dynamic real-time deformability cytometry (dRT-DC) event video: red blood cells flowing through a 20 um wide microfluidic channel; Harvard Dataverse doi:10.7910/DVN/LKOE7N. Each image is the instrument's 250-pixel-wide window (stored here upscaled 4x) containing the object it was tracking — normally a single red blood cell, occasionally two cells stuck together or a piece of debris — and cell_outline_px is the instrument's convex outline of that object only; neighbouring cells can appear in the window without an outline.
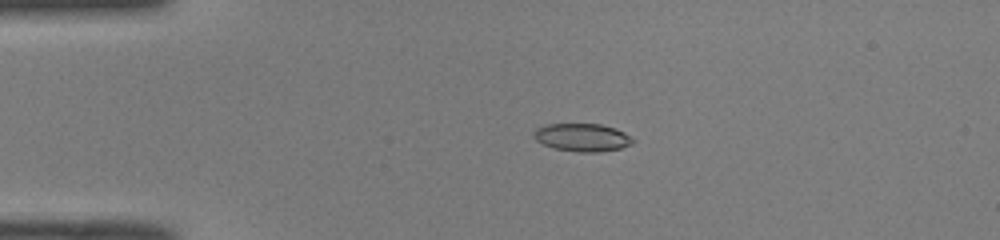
{"species": "common noctule bat (a hibernating species)", "species_latin": "Nyctalus noctula", "temperature_condition": "room temperature", "stored_images_in_passage": 40, "camera_frame_rate_fps": 3000, "um_per_image_px": 0.085, "animal": {"sex": "male", "body_mass_g": 19.0, "forearm_length_mm": 50.8}, "frame": {"image": 1, "passage_image": 1, "time_ms": 0.0, "image_size_px": [1000, 240], "cell_outline_px": [[636, 140], [632, 144], [620, 148], [600, 152], [580, 152], [552, 148], [536, 140], [532, 136], [532, 132], [536, 128], [548, 124], [600, 124], [616, 128], [624, 132]], "centroid_in_image_um": [49.49, 11.68], "position_along_channel_um": 35.5, "area_um2": 16.24}}
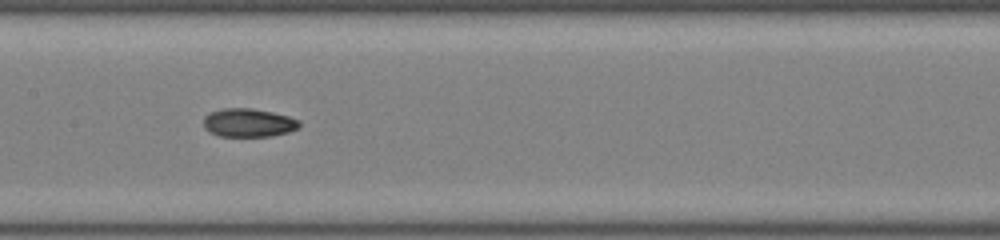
{"frame": {"image": 2, "passage_image": 15, "time_ms": 4.667, "image_size_px": [1000, 240], "cell_outline_px": [[300, 128], [288, 132], [272, 136], [220, 136], [208, 132], [204, 128], [204, 116], [212, 112], [224, 108], [252, 108], [272, 112], [288, 116], [300, 120]], "centroid_in_image_um": [21.14, 10.44], "position_along_channel_um": 186.3, "area_um2": 15.95}}
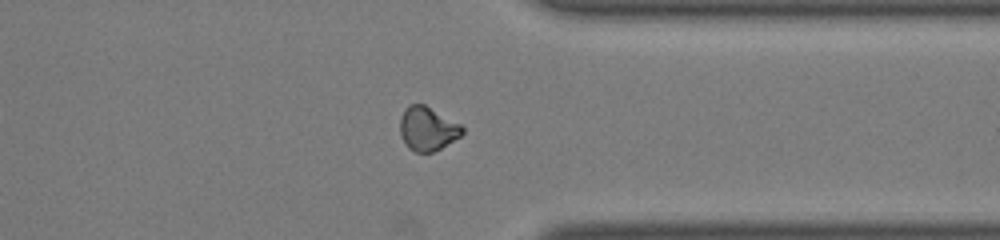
{"frame": {"image": 3, "passage_image": 29, "time_ms": 9.333, "image_size_px": [1000, 240], "cell_outline_px": [[464, 132], [460, 136], [440, 148], [432, 152], [416, 152], [408, 148], [400, 136], [400, 116], [404, 108], [408, 104], [424, 104], [460, 124], [464, 128]], "centroid_in_image_um": [36.3, 10.93], "position_along_channel_um": 375.1, "area_um2": 15.9}, "authors_computed_cell_mechanics": {"area_um2": 15.9528, "velocity_mm_per_s": 4.0999, "shape_relaxation_time_tau1_ms": null, "shape_relaxation_time_tau2_ms": 3.2373, "deformation_change_tau1": null, "deformation_change_tau2": 0.0752}}